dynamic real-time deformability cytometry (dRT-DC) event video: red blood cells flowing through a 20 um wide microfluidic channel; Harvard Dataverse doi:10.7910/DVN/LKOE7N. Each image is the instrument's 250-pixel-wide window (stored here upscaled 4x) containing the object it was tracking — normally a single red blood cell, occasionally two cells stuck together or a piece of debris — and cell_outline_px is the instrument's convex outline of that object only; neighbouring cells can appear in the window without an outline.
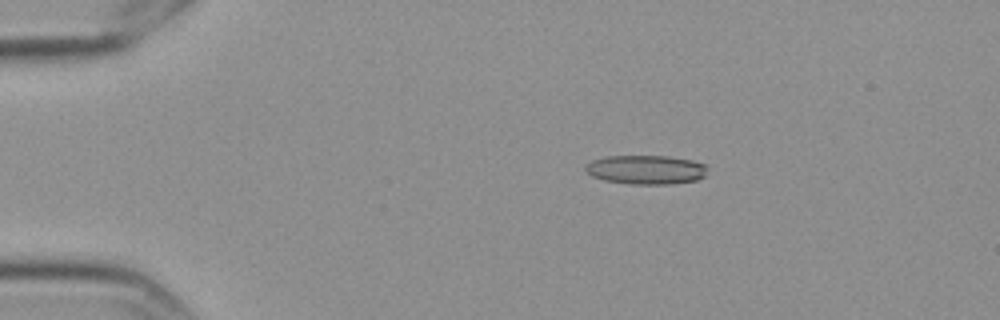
{"species": "Egyptian fruit bat (a non-hibernating species)", "species_latin": "Rousettus aegyptiacus", "temperature_condition": "cold", "stored_images_in_passage": 57, "camera_frame_rate_fps": 3000, "um_per_image_px": 0.085, "frame": {"image": 1, "passage_image": 11, "time_ms": 3.333, "image_size_px": [1000, 320], "cell_outline_px": [[708, 168], [704, 176], [696, 180], [668, 184], [632, 184], [604, 180], [592, 176], [584, 168], [584, 164], [592, 160], [604, 156], [668, 156], [692, 160], [708, 164]], "centroid_in_image_um": [54.91, 14.41], "position_along_channel_um": 30.1, "area_um2": 20.81}}
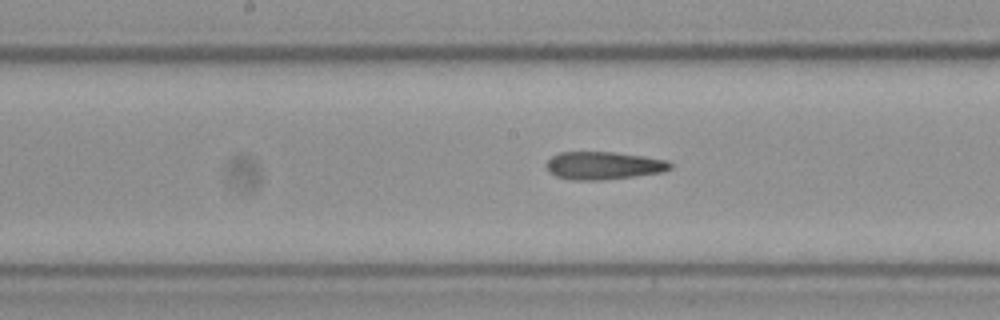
{"frame": {"image": 2, "passage_image": 30, "time_ms": 9.667, "image_size_px": [1000, 320], "cell_outline_px": [[672, 168], [660, 172], [636, 176], [604, 180], [572, 180], [556, 176], [548, 172], [544, 164], [552, 156], [560, 152], [616, 152], [644, 156], [668, 160], [672, 164]], "centroid_in_image_um": [51.28, 14.07], "position_along_channel_um": 196.9, "area_um2": 20.29}}
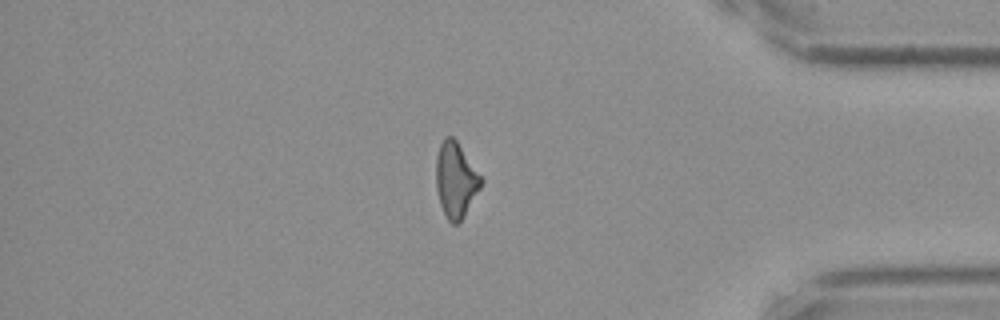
{"frame": {"image": 3, "passage_image": 49, "time_ms": 16.0, "image_size_px": [1000, 320], "cell_outline_px": [[484, 180], [480, 188], [460, 220], [456, 224], [452, 224], [448, 220], [440, 204], [436, 188], [436, 156], [440, 144], [444, 136], [452, 136], [456, 140]], "centroid_in_image_um": [38.72, 15.25], "position_along_channel_um": 396.5, "area_um2": 19.42}, "authors_computed_cell_mechanics": {"area_um2": 20.0566, "velocity_mm_per_s": 3.5759, "shape_relaxation_time_tau1_ms": null, "shape_relaxation_time_tau2_ms": 5.5978, "deformation_change_tau1": null, "deformation_change_tau2": 0.1876}}